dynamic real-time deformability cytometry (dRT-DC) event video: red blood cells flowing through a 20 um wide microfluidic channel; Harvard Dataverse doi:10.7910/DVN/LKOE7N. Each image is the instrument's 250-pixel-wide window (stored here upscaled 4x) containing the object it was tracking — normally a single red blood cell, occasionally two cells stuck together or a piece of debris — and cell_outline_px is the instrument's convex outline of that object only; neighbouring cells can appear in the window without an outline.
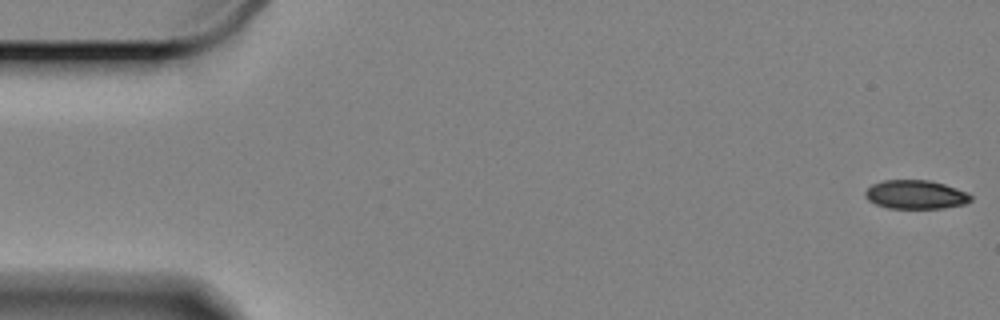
{"species": "Egyptian fruit bat (a non-hibernating species)", "species_latin": "Rousettus aegyptiacus", "temperature_condition": "cold", "stored_images_in_passage": 60, "camera_frame_rate_fps": 3000, "um_per_image_px": 0.085, "animal": {"sex": "female"}, "frame": {"image": 1, "passage_image": 1, "time_ms": 0.0, "image_size_px": [1000, 320], "cell_outline_px": [[972, 200], [964, 204], [944, 208], [888, 208], [876, 204], [868, 200], [864, 196], [864, 192], [872, 184], [884, 180], [932, 180], [968, 192], [972, 196]], "centroid_in_image_um": [77.84, 16.53], "position_along_channel_um": 7.2, "area_um2": 17.8}}
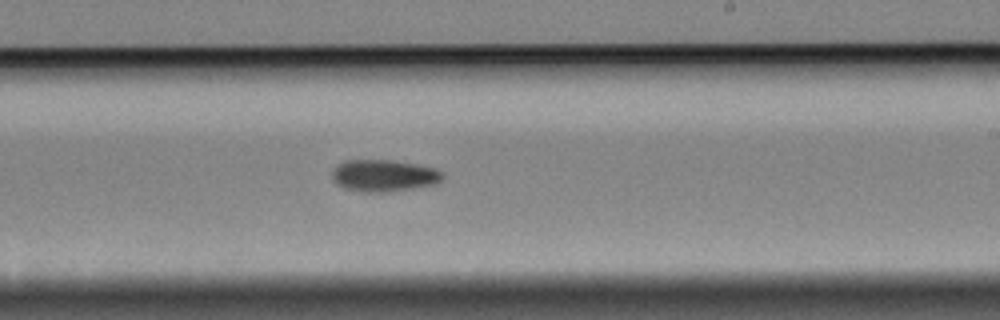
{"frame": {"image": 2, "passage_image": 35, "time_ms": 11.333, "image_size_px": [1000, 320], "cell_outline_px": [[444, 180], [436, 184], [412, 188], [380, 192], [368, 192], [344, 188], [332, 180], [332, 172], [336, 164], [344, 160], [392, 160], [420, 164], [436, 168], [444, 172]], "centroid_in_image_um": [32.67, 14.9], "position_along_channel_um": 256.3, "area_um2": 20.75}}
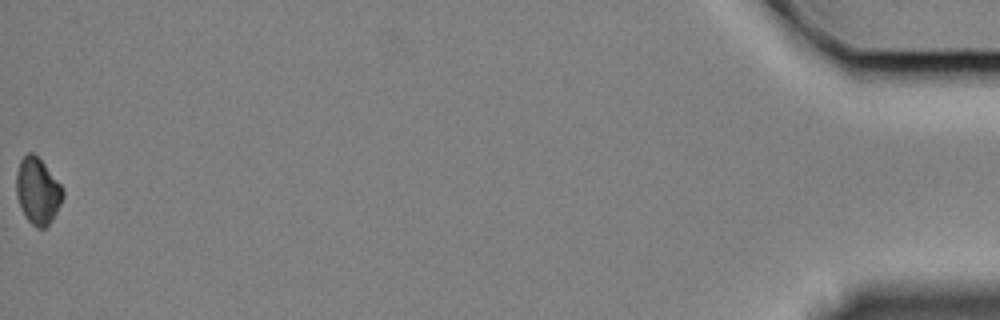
{"frame": {"image": 3, "passage_image": 60, "time_ms": 19.667, "image_size_px": [1000, 320], "cell_outline_px": [[64, 196], [48, 228], [36, 228], [24, 216], [20, 208], [16, 196], [16, 172], [20, 160], [28, 152], [32, 152], [44, 164], [64, 188]], "centroid_in_image_um": [3.19, 16.26], "position_along_channel_um": 432.0, "area_um2": 18.15}, "authors_computed_cell_mechanics": {"area_um2": 19.4786, "velocity_mm_per_s": 3.309, "shape_relaxation_time_tau1_ms": 3.0402, "shape_relaxation_time_tau2_ms": null, "deformation_change_tau1": 0.0691, "deformation_change_tau2": null}}